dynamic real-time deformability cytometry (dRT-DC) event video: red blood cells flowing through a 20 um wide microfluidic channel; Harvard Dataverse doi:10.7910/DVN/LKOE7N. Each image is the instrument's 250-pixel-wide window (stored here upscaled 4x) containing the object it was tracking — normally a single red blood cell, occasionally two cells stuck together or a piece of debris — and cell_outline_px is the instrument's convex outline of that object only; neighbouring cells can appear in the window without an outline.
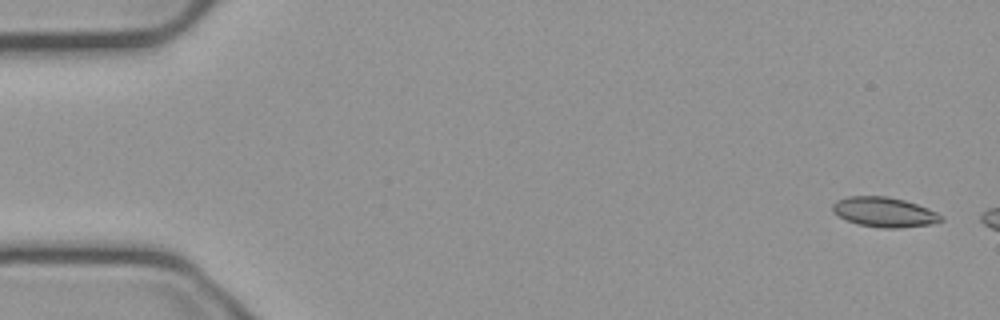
{"species": "common noctule bat (a hibernating species)", "species_latin": "Nyctalus noctula", "temperature_condition": "cold", "stored_images_in_passage": 6, "camera_frame_rate_fps": 3000, "um_per_image_px": 0.085, "animal": {"sex": "male", "body_mass_g": 23.1, "forearm_length_mm": 52.7}, "frame": {"image": 1, "passage_image": 1, "time_ms": 0.0, "image_size_px": [1000, 320], "cell_outline_px": [[944, 220], [928, 224], [900, 228], [880, 228], [860, 224], [848, 220], [832, 212], [832, 204], [836, 200], [848, 196], [888, 196], [904, 200], [928, 208], [944, 216]], "centroid_in_image_um": [75.16, 18.02], "position_along_channel_um": 9.8, "area_um2": 18.79}}